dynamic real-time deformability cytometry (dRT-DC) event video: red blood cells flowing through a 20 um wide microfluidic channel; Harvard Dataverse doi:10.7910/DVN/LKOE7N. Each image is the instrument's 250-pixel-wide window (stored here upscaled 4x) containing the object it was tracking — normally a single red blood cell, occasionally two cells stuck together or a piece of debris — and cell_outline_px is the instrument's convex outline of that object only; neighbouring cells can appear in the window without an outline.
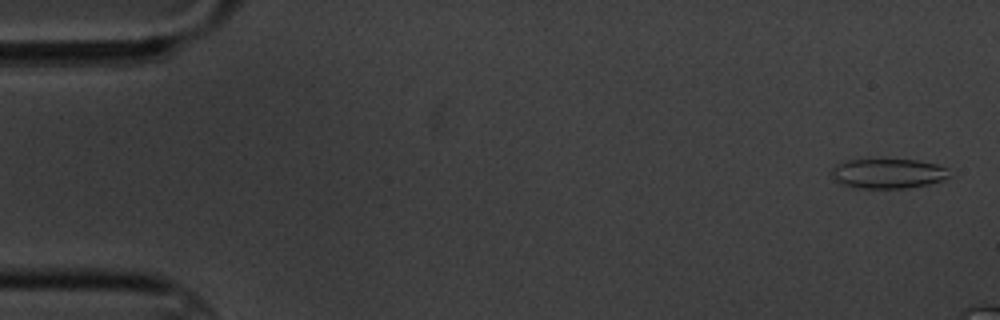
{"species": "common noctule bat (a hibernating species)", "species_latin": "Nyctalus noctula", "temperature_condition": "cold", "stored_images_in_passage": 5, "camera_frame_rate_fps": 3000, "um_per_image_px": 0.085, "animal": {"sex": "male", "body_mass_g": 20.1, "forearm_length_mm": 53.5}, "frame": {"image": 1, "passage_image": 1, "time_ms": 0.0, "image_size_px": [1000, 320], "cell_outline_px": [[948, 176], [940, 180], [928, 184], [904, 188], [864, 188], [840, 184], [832, 176], [832, 168], [836, 164], [844, 160], [916, 160], [936, 164], [948, 168]], "centroid_in_image_um": [75.45, 14.74], "position_along_channel_um": 9.6, "area_um2": 20.11}}